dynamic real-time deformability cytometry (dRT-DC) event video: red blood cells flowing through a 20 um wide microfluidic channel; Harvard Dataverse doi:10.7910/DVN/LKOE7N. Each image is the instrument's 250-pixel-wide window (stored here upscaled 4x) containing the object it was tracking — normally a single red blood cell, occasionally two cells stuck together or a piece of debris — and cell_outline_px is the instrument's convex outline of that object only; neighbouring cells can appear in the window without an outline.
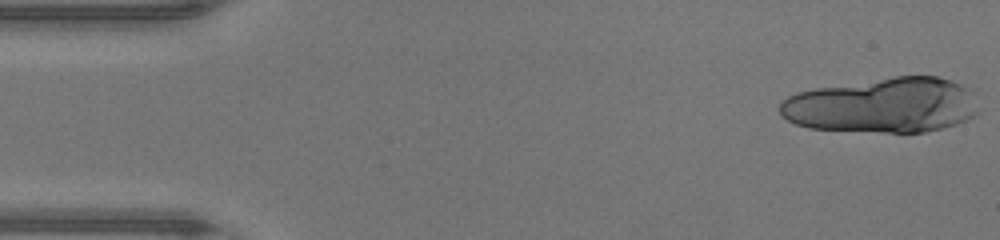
{"species": "human", "species_latin": "Homo sapiens", "temperature_condition": "warm", "stored_images_in_passage": 18, "camera_frame_rate_fps": 3000, "um_per_image_px": 0.085, "donor": {"sex": "male"}, "frame": {"image": 1, "passage_image": 1, "time_ms": 0.0, "image_size_px": [1000, 240], "cell_outline_px": [[980, 112], [976, 116], [956, 124], [924, 132], [884, 132], [808, 128], [796, 124], [788, 120], [780, 112], [780, 100], [788, 96], [800, 92], [816, 88], [896, 76], [936, 76], [964, 84], [976, 88]], "centroid_in_image_um": [75.15, 8.94], "position_along_channel_um": 9.8, "area_um2": 64.33}}